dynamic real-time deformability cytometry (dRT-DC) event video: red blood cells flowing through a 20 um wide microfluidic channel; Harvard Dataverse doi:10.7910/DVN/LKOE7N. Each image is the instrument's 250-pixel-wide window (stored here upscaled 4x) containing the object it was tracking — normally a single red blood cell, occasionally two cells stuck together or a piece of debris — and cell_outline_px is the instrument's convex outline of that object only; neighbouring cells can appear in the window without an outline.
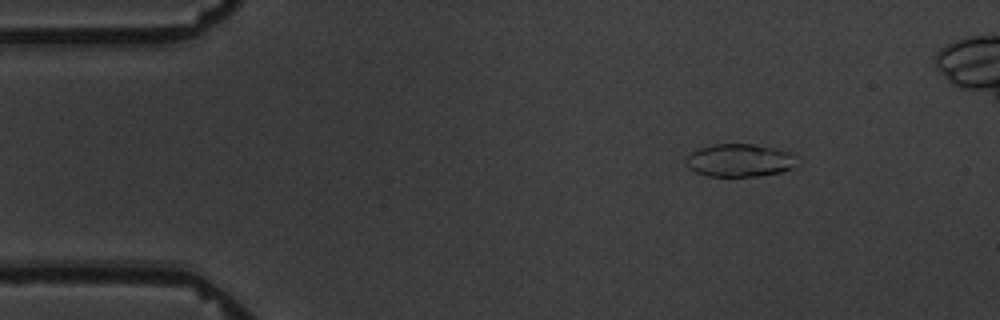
{"species": "common noctule bat (a hibernating species)", "species_latin": "Nyctalus noctula", "temperature_condition": "warm", "stored_images_in_passage": 5, "camera_frame_rate_fps": 3000, "um_per_image_px": 0.085, "animal": {"sex": "male", "body_mass_g": 19.5, "forearm_length_mm": 54.6}, "frame": {"image": 1, "passage_image": 1, "time_ms": 0.0, "image_size_px": [1000, 320], "cell_outline_px": [[796, 156], [792, 168], [784, 172], [756, 176], [708, 176], [696, 172], [688, 168], [684, 160], [692, 152], [700, 148], [716, 144], [752, 144], [776, 148], [788, 152]], "centroid_in_image_um": [62.85, 13.63], "position_along_channel_um": 22.2, "area_um2": 21.15}}
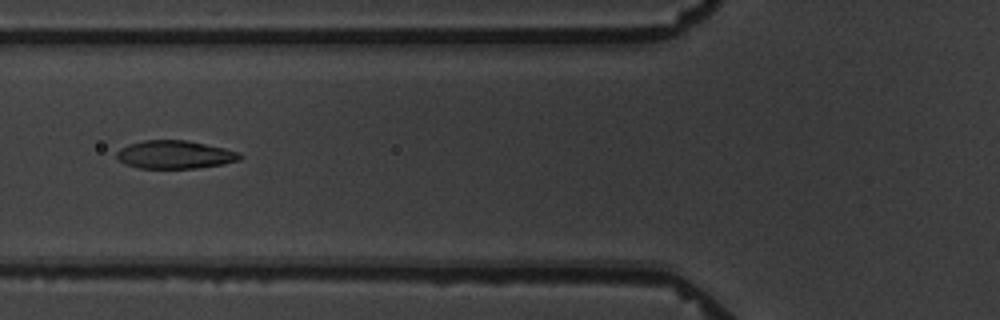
{"frame": {"image": 2, "passage_image": 5, "time_ms": 4.667, "image_size_px": [1000, 320], "cell_outline_px": [[244, 156], [240, 160], [224, 164], [196, 168], [140, 168], [124, 164], [116, 156], [116, 152], [120, 148], [128, 144], [144, 140], [188, 140], [224, 148], [240, 152]], "centroid_in_image_um": [14.88, 13.14], "position_along_channel_um": 110.9, "area_um2": 20.35}}